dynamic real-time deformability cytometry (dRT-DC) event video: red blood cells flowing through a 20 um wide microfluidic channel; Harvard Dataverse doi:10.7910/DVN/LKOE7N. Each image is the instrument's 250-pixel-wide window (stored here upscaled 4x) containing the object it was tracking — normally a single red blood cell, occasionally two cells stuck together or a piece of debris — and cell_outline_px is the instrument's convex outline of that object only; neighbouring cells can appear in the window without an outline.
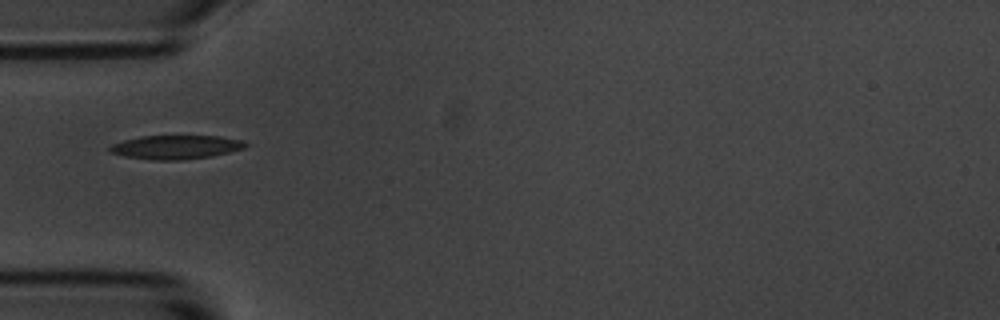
{"species": "common noctule bat (a hibernating species)", "species_latin": "Nyctalus noctula", "temperature_condition": "room temperature", "stored_images_in_passage": 11, "camera_frame_rate_fps": 3000, "um_per_image_px": 0.085, "animal": {"sex": "male", "body_mass_g": 20.1, "forearm_length_mm": 53.5}, "frame": {"image": 1, "passage_image": 1, "time_ms": 0.0, "image_size_px": [1000, 320], "cell_outline_px": [[248, 144], [244, 148], [212, 156], [180, 160], [156, 160], [124, 156], [108, 152], [108, 148], [112, 144], [124, 140], [140, 136], [220, 136], [244, 140]], "centroid_in_image_um": [14.94, 12.5], "position_along_channel_um": 70.1, "area_um2": 18.84}}
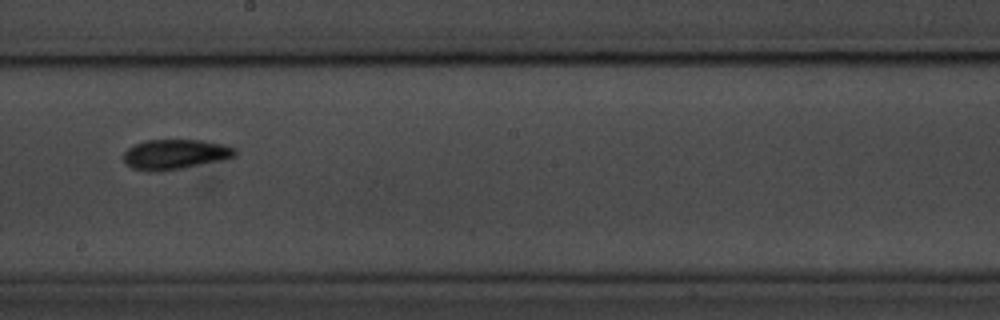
{"frame": {"image": 2, "passage_image": 5, "time_ms": 4.667, "image_size_px": [1000, 320], "cell_outline_px": [[236, 156], [224, 160], [184, 168], [152, 172], [148, 172], [132, 168], [124, 160], [124, 152], [128, 148], [144, 140], [200, 140], [224, 144], [236, 148]], "centroid_in_image_um": [14.92, 13.12], "position_along_channel_um": 233.3, "area_um2": 19.59}}
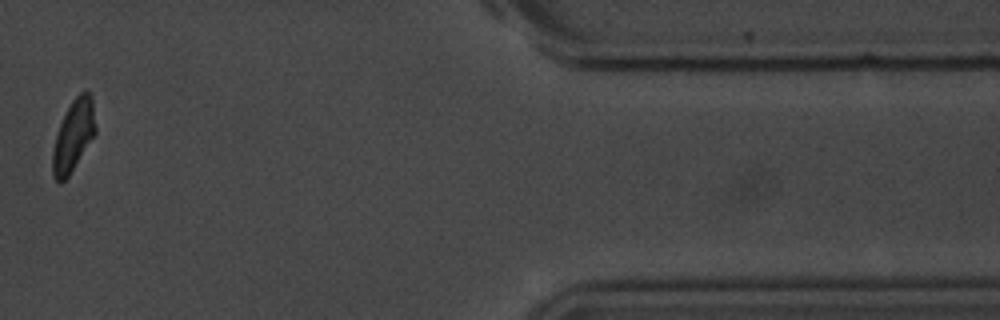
{"frame": {"image": 3, "passage_image": 10, "time_ms": 11.0, "image_size_px": [1000, 320], "cell_outline_px": [[96, 132], [68, 176], [60, 184], [52, 176], [52, 152], [56, 132], [72, 100], [84, 88], [92, 96], [96, 128]], "centroid_in_image_um": [6.23, 11.51], "position_along_channel_um": 405.2, "area_um2": 17.74}, "authors_computed_cell_mechanics": {"area_um2": 18.9006, "velocity_mm_per_s": 3.4793, "shape_relaxation_time_tau1_ms": 3.0069, "shape_relaxation_time_tau2_ms": 2.4057, "deformation_change_tau1": 0.0834, "deformation_change_tau2": 0.0771}}